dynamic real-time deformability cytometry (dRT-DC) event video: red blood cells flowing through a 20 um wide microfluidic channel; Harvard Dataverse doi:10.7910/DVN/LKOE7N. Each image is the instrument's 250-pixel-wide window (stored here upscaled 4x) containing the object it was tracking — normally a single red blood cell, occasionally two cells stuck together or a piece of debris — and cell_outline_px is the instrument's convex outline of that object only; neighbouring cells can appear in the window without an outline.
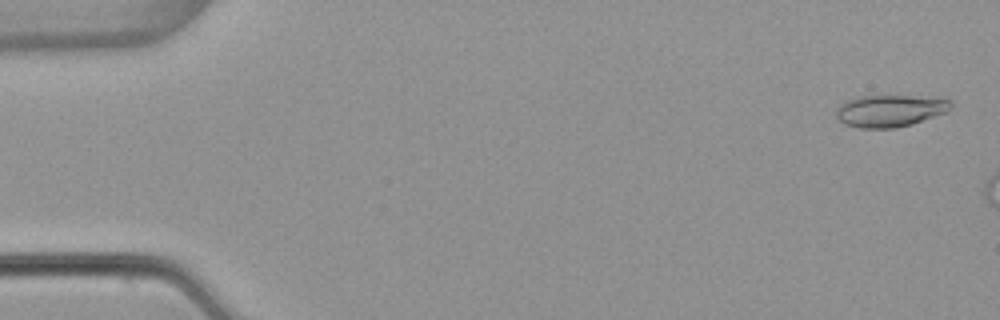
{"species": "common noctule bat (a hibernating species)", "species_latin": "Nyctalus noctula", "temperature_condition": "warm", "stored_images_in_passage": 6, "camera_frame_rate_fps": 3000, "um_per_image_px": 0.085, "animal": {"sex": "female", "body_mass_g": 22.7, "forearm_length_mm": 54.2}, "frame": {"image": 1, "passage_image": 2, "time_ms": 0.333, "image_size_px": [1000, 320], "cell_outline_px": [[952, 104], [948, 112], [912, 124], [896, 128], [860, 128], [844, 124], [836, 120], [836, 112], [840, 104], [856, 96], [912, 96], [952, 100]], "centroid_in_image_um": [75.62, 9.43], "position_along_channel_um": 9.4, "area_um2": 21.44}}